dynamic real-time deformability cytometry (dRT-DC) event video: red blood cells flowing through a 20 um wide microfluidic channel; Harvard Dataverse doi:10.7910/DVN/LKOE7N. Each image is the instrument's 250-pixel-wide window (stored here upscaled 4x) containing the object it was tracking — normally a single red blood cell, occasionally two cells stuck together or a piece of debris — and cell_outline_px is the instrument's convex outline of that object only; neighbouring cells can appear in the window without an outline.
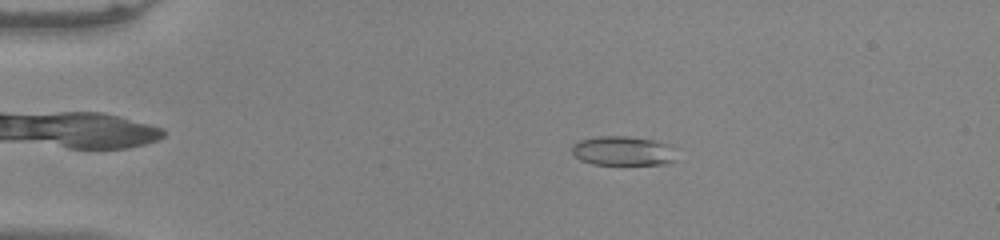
{"species": "common noctule bat (a hibernating species)", "species_latin": "Nyctalus noctula", "temperature_condition": "warm", "stored_images_in_passage": 12, "camera_frame_rate_fps": 3000, "um_per_image_px": 0.085, "animal": {"sex": "male", "body_mass_g": 20.0, "forearm_length_mm": 53.3}, "frame": {"image": 1, "passage_image": 10, "time_ms": 3.0, "image_size_px": [1000, 240], "cell_outline_px": [[676, 160], [664, 164], [592, 164], [580, 160], [572, 152], [572, 144], [580, 140], [600, 136], [624, 136], [652, 140], [672, 144]], "centroid_in_image_um": [52.96, 12.82], "position_along_channel_um": 32.0, "area_um2": 17.86}}